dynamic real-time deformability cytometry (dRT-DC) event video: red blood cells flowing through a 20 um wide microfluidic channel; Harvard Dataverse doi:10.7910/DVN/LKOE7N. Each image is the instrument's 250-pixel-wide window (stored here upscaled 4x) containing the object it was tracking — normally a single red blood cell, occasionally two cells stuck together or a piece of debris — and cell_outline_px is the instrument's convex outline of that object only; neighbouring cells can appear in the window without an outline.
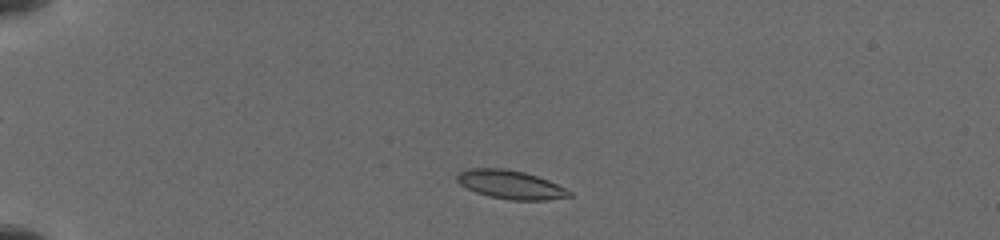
{"species": "common noctule bat (a hibernating species)", "species_latin": "Nyctalus noctula", "temperature_condition": "cold", "stored_images_in_passage": 56, "camera_frame_rate_fps": 3000, "um_per_image_px": 0.085, "animal": {"sex": "female", "body_mass_g": 19.5, "forearm_length_mm": 54.1}, "frame": {"image": 1, "passage_image": 8, "time_ms": 1.667, "image_size_px": [1000, 240], "cell_outline_px": [[572, 196], [548, 200], [512, 200], [488, 196], [476, 192], [460, 184], [456, 180], [456, 176], [460, 172], [468, 168], [504, 168], [524, 172], [548, 180], [572, 192]], "centroid_in_image_um": [43.39, 15.69], "position_along_channel_um": 41.6, "area_um2": 18.61}}
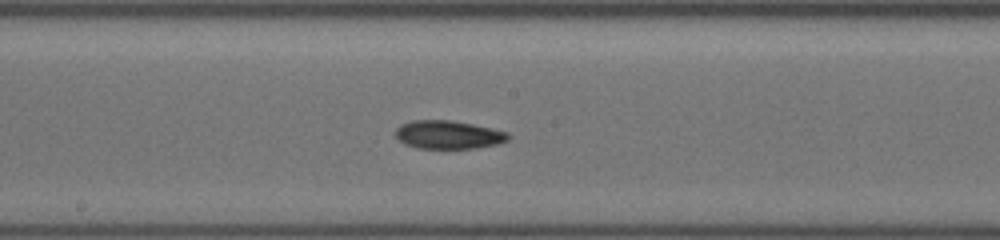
{"frame": {"image": 2, "passage_image": 28, "time_ms": 7.333, "image_size_px": [1000, 240], "cell_outline_px": [[508, 140], [496, 144], [476, 148], [416, 148], [404, 144], [396, 136], [396, 128], [400, 124], [412, 120], [452, 120], [472, 124], [508, 132]], "centroid_in_image_um": [38.07, 11.44], "position_along_channel_um": 210.1, "area_um2": 18.5}}
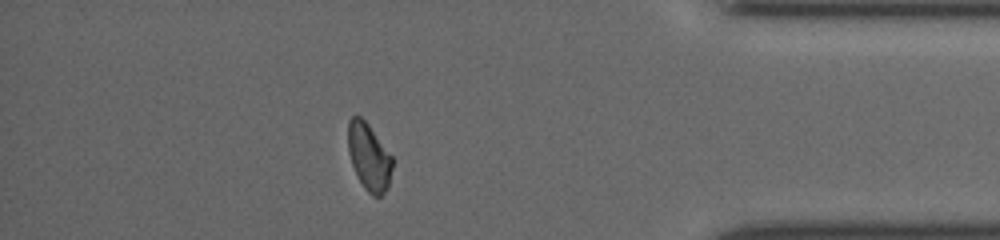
{"frame": {"image": 3, "passage_image": 49, "time_ms": 13.0, "image_size_px": [1000, 240], "cell_outline_px": [[392, 168], [388, 188], [380, 196], [372, 196], [364, 188], [352, 164], [348, 152], [348, 120], [352, 116], [360, 116], [368, 124], [392, 156]], "centroid_in_image_um": [31.36, 13.33], "position_along_channel_um": 403.8, "area_um2": 17.17}}